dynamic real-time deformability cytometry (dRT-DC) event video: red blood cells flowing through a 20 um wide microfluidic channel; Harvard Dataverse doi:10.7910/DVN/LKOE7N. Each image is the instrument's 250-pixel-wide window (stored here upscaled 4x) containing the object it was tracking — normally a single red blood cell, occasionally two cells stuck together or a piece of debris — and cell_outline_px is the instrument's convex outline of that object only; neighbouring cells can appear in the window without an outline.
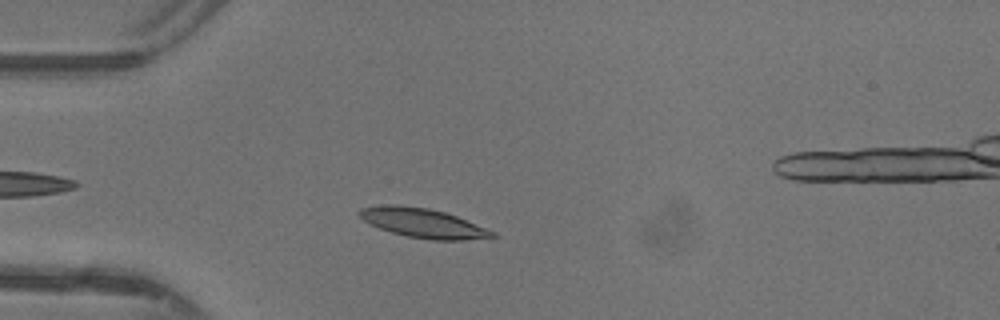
{"species": "common noctule bat (a hibernating species)", "species_latin": "Nyctalus noctula", "temperature_condition": "warm", "stored_images_in_passage": 38, "camera_frame_rate_fps": 3000, "um_per_image_px": 0.085, "animal": {"sex": "female"}, "frame": {"image": 1, "passage_image": 3, "time_ms": 0.667, "image_size_px": [1000, 320], "cell_outline_px": [[500, 236], [460, 240], [432, 240], [408, 236], [392, 232], [380, 228], [364, 220], [356, 212], [360, 208], [388, 204], [400, 204], [428, 208], [444, 212], [456, 216], [488, 228], [496, 232]], "centroid_in_image_um": [35.98, 18.95], "position_along_channel_um": 49.0, "area_um2": 22.66}}
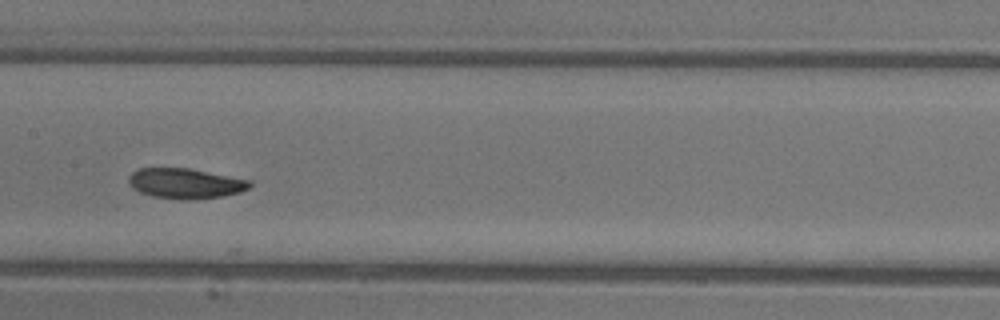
{"frame": {"image": 2, "passage_image": 14, "time_ms": 4.333, "image_size_px": [1000, 320], "cell_outline_px": [[252, 184], [248, 188], [240, 192], [224, 196], [188, 200], [180, 200], [152, 196], [140, 192], [132, 188], [128, 184], [128, 176], [132, 172], [140, 168], [188, 168], [252, 180]], "centroid_in_image_um": [15.75, 15.59], "position_along_channel_um": 191.7, "area_um2": 21.5}}
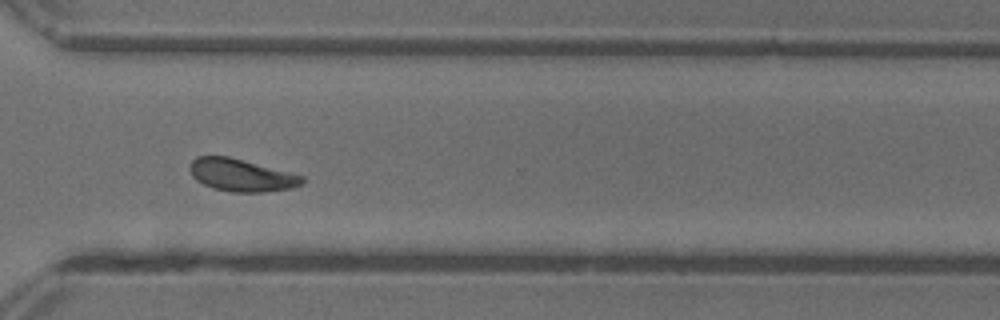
{"frame": {"image": 3, "passage_image": 25, "time_ms": 8.0, "image_size_px": [1000, 320], "cell_outline_px": [[304, 184], [292, 188], [264, 192], [232, 192], [212, 188], [196, 180], [192, 176], [188, 168], [192, 160], [196, 156], [228, 156], [304, 176]], "centroid_in_image_um": [20.49, 14.89], "position_along_channel_um": 350.1, "area_um2": 21.27}, "authors_computed_cell_mechanics": {"area_um2": 21.2415, "velocity_mm_per_s": 4.3389, "shape_relaxation_time_tau1_ms": 3.0029, "shape_relaxation_time_tau2_ms": 2.3975, "deformation_change_tau1": 0.125, "deformation_change_tau2": 0.077}}